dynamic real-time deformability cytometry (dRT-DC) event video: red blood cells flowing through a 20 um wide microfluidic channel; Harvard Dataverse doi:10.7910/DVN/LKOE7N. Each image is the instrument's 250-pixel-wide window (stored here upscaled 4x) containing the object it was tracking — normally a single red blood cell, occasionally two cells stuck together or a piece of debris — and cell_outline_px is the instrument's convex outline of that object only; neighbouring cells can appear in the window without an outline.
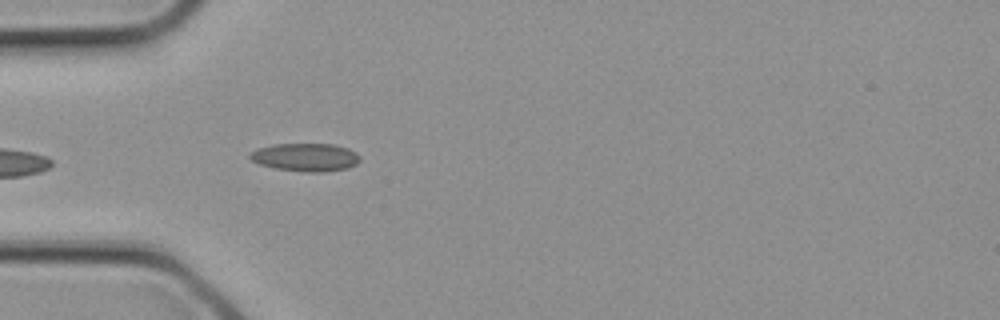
{"species": "common noctule bat (a hibernating species)", "species_latin": "Nyctalus noctula", "temperature_condition": "cold", "stored_images_in_passage": 1, "camera_frame_rate_fps": 3000, "um_per_image_px": 0.085, "animal": {"sex": "female", "body_mass_g": 21.9}, "frame": {"image": 1, "passage_image": 1, "time_ms": 0.0, "image_size_px": [1000, 320], "cell_outline_px": [[360, 160], [356, 164], [348, 168], [324, 172], [304, 172], [276, 168], [260, 164], [252, 160], [248, 156], [256, 148], [272, 144], [332, 144], [348, 148], [356, 152], [360, 156]], "centroid_in_image_um": [25.99, 13.36], "position_along_channel_um": 59.0, "area_um2": 18.03}}